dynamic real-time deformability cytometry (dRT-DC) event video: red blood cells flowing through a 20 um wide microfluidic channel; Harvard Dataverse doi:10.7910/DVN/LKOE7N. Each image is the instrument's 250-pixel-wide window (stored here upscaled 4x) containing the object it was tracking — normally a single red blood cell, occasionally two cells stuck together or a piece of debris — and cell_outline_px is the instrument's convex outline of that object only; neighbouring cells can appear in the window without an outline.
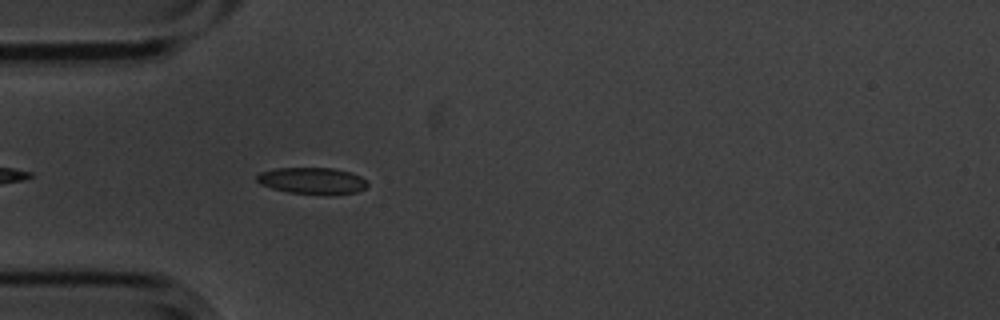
{"species": "common noctule bat (a hibernating species)", "species_latin": "Nyctalus noctula", "temperature_condition": "cold", "stored_images_in_passage": 12, "camera_frame_rate_fps": 3000, "um_per_image_px": 0.085, "animal": {"sex": "male", "body_mass_g": 20.1, "forearm_length_mm": 53.5}, "frame": {"image": 1, "passage_image": 4, "time_ms": 1.0, "image_size_px": [1000, 320], "cell_outline_px": [[368, 184], [364, 188], [356, 192], [332, 196], [324, 196], [288, 192], [272, 188], [260, 184], [256, 180], [256, 176], [260, 172], [276, 168], [332, 168], [348, 172], [360, 176], [368, 180]], "centroid_in_image_um": [26.55, 15.39], "position_along_channel_um": 58.4, "area_um2": 17.46}}